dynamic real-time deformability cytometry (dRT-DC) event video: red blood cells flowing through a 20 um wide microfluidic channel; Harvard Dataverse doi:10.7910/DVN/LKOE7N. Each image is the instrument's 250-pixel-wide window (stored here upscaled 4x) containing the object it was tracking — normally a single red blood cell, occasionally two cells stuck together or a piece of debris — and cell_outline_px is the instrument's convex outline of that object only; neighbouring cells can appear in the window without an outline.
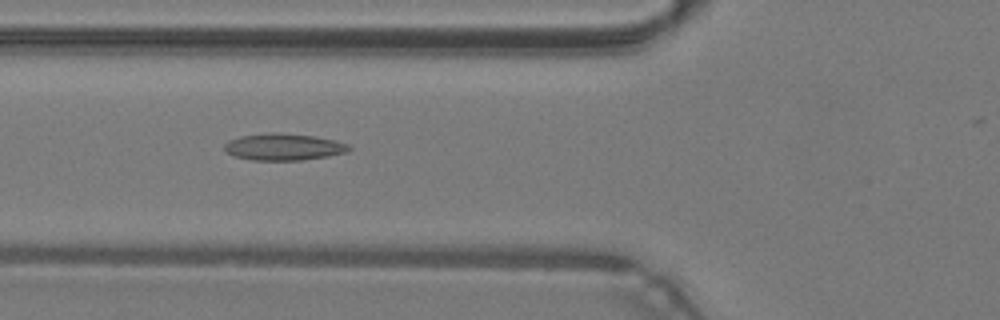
{"species": "common noctule bat (a hibernating species)", "species_latin": "Nyctalus noctula", "temperature_condition": "warm", "stored_images_in_passage": 44, "camera_frame_rate_fps": 3000, "um_per_image_px": 0.085, "animal": {"sex": "male", "body_mass_g": 19.2, "forearm_length_mm": 51.8}, "frame": {"image": 1, "passage_image": 18, "time_ms": 5.667, "image_size_px": [1000, 320], "cell_outline_px": [[352, 148], [348, 152], [328, 156], [304, 160], [252, 160], [232, 156], [224, 152], [224, 144], [228, 140], [240, 136], [280, 132], [312, 136], [332, 140], [348, 144]], "centroid_in_image_um": [24.07, 12.5], "position_along_channel_um": 101.7, "area_um2": 19.48}}
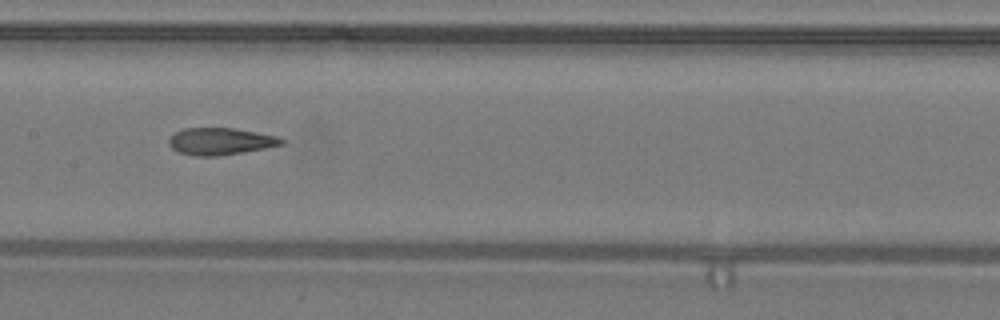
{"frame": {"image": 2, "passage_image": 24, "time_ms": 7.667, "image_size_px": [1000, 320], "cell_outline_px": [[284, 144], [244, 152], [216, 156], [196, 156], [176, 152], [168, 144], [168, 140], [176, 132], [184, 128], [232, 128], [256, 132], [276, 136], [284, 140]], "centroid_in_image_um": [18.7, 12.02], "position_along_channel_um": 188.7, "area_um2": 17.63}}
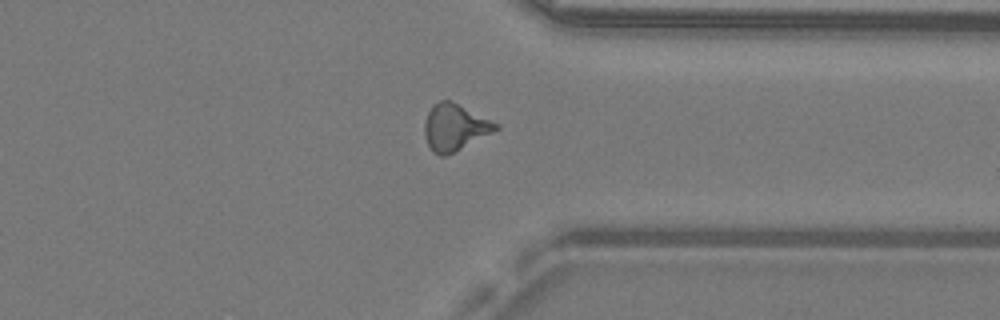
{"frame": {"image": 3, "passage_image": 37, "time_ms": 12.0, "image_size_px": [1000, 320], "cell_outline_px": [[500, 128], [444, 156], [440, 156], [432, 152], [424, 136], [424, 120], [432, 104], [440, 100], [452, 100], [500, 124]], "centroid_in_image_um": [38.63, 10.78], "position_along_channel_um": 372.8, "area_um2": 19.31}, "authors_computed_cell_mechanics": {"area_um2": 18.3804, "velocity_mm_per_s": 4.3264, "shape_relaxation_time_tau1_ms": null, "shape_relaxation_time_tau2_ms": 2.5255, "deformation_change_tau1": null, "deformation_change_tau2": 0.1233}}